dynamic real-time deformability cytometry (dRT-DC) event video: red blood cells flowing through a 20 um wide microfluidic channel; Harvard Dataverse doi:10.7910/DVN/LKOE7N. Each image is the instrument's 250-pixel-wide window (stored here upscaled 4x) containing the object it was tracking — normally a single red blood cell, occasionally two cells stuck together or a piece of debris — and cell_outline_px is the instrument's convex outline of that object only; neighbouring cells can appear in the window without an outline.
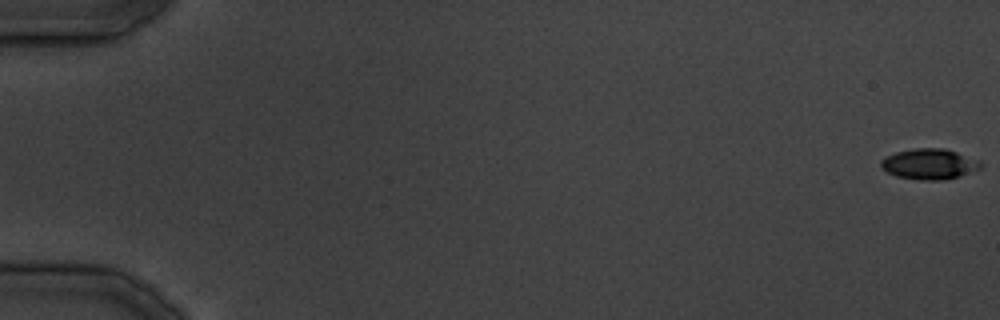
{"species": "common noctule bat (a hibernating species)", "species_latin": "Nyctalus noctula", "temperature_condition": "cold", "stored_images_in_passage": 14, "camera_frame_rate_fps": 3000, "um_per_image_px": 0.085, "animal": {"sex": "male", "body_mass_g": 19.5, "forearm_length_mm": 54.6}, "frame": {"image": 1, "passage_image": 1, "time_ms": 0.0, "image_size_px": [1000, 320], "cell_outline_px": [[984, 164], [980, 168], [960, 176], [944, 180], [920, 180], [896, 176], [888, 172], [880, 164], [880, 160], [884, 156], [896, 152], [916, 148], [944, 148], [980, 160]], "centroid_in_image_um": [79.0, 13.94], "position_along_channel_um": 6.0, "area_um2": 17.8}}